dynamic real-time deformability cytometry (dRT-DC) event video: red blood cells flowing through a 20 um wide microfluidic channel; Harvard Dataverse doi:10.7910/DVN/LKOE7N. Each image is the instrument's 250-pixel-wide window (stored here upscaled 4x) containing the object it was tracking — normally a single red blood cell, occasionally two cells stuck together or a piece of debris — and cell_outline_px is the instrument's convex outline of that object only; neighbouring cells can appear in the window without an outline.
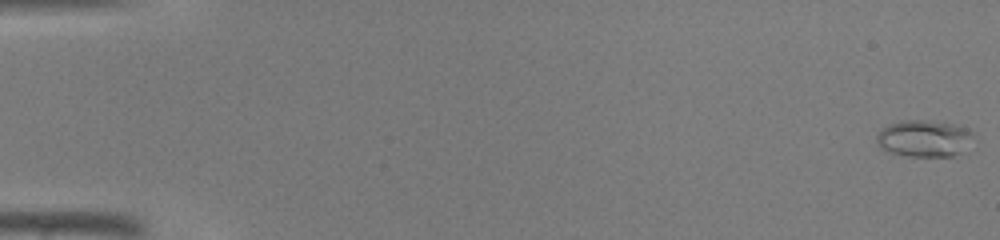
{"species": "common noctule bat (a hibernating species)", "species_latin": "Nyctalus noctula", "temperature_condition": "warm", "stored_images_in_passage": 46, "camera_frame_rate_fps": 3000, "um_per_image_px": 0.085, "animal": {"sex": "male", "body_mass_g": 19.0, "forearm_length_mm": 50.8}, "frame": {"image": 1, "passage_image": 1, "time_ms": 0.0, "image_size_px": [1000, 240], "cell_outline_px": [[972, 136], [952, 156], [908, 156], [892, 152], [884, 148], [876, 140], [876, 136], [880, 128], [888, 124], [900, 120], [920, 120], [952, 124], [968, 128], [972, 132]], "centroid_in_image_um": [78.45, 11.73], "position_along_channel_um": 6.6, "area_um2": 19.94}}
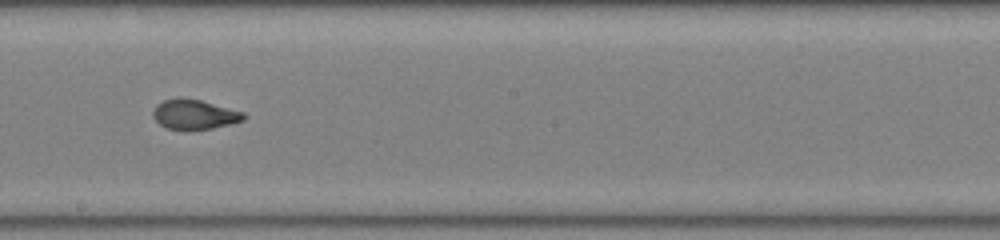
{"frame": {"image": 2, "passage_image": 27, "time_ms": 8.667, "image_size_px": [1000, 240], "cell_outline_px": [[248, 116], [244, 120], [212, 128], [188, 132], [164, 128], [152, 116], [152, 112], [156, 104], [164, 100], [180, 96], [200, 100], [244, 112]], "centroid_in_image_um": [16.48, 9.74], "position_along_channel_um": 231.7, "area_um2": 16.24}}
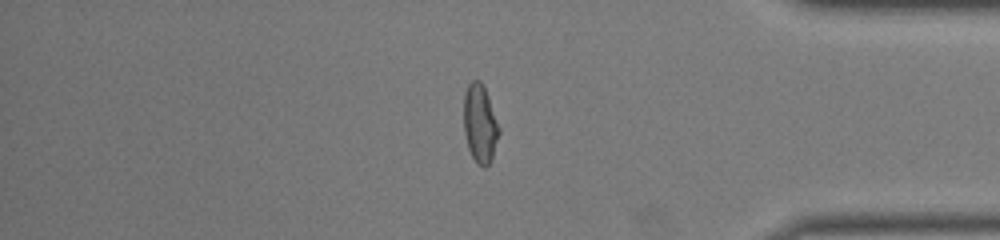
{"frame": {"image": 3, "passage_image": 39, "time_ms": 12.667, "image_size_px": [1000, 240], "cell_outline_px": [[500, 132], [492, 160], [484, 168], [476, 164], [468, 148], [464, 132], [464, 96], [468, 84], [472, 80], [480, 80], [488, 96], [500, 128]], "centroid_in_image_um": [40.8, 10.55], "position_along_channel_um": 394.4, "area_um2": 16.18}}